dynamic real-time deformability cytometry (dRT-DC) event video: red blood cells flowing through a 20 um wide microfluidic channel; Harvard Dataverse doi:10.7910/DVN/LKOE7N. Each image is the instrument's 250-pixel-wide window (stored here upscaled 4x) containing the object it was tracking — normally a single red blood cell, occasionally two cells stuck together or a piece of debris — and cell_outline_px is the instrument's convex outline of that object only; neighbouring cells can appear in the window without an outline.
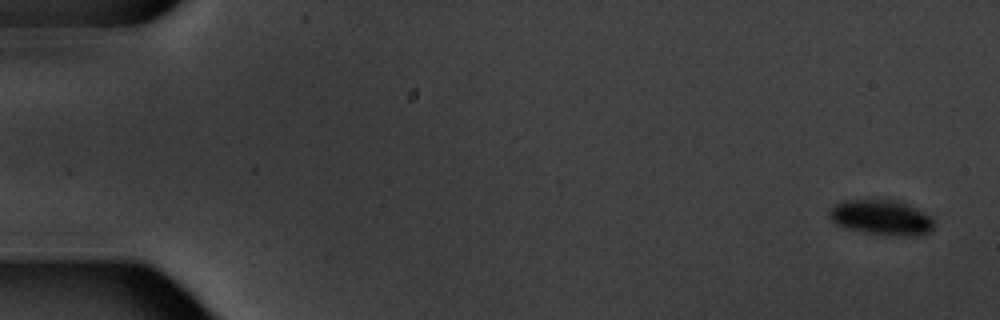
{"species": "common noctule bat (a hibernating species)", "species_latin": "Nyctalus noctula", "temperature_condition": "warm", "stored_images_in_passage": 7, "camera_frame_rate_fps": 3000, "um_per_image_px": 0.085, "animal": {"sex": "male", "body_mass_g": 20.1, "forearm_length_mm": 53.5}, "frame": {"image": 1, "passage_image": 1, "time_ms": 0.0, "image_size_px": [1000, 320], "cell_outline_px": [[936, 224], [932, 232], [916, 236], [888, 236], [864, 232], [844, 228], [836, 224], [832, 220], [828, 212], [840, 200], [892, 200], [916, 208], [932, 216]], "centroid_in_image_um": [74.96, 18.52], "position_along_channel_um": 10.0, "area_um2": 21.68}}
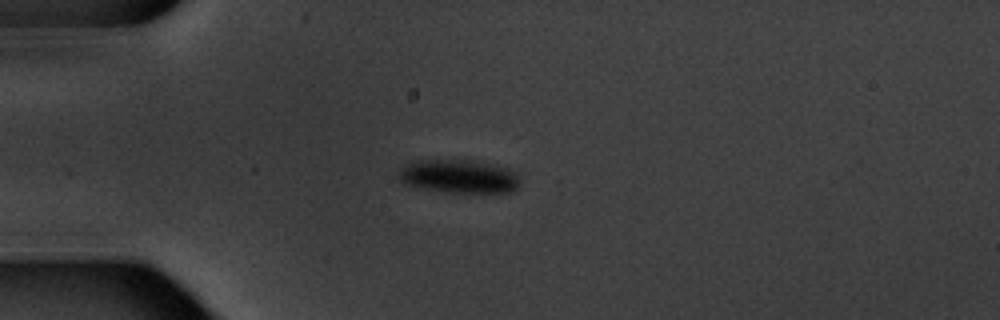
{"frame": {"image": 2, "passage_image": 5, "time_ms": 4.667, "image_size_px": [1000, 320], "cell_outline_px": [[520, 184], [512, 192], [452, 192], [424, 188], [404, 184], [396, 176], [400, 168], [404, 164], [420, 160], [476, 160], [496, 164], [508, 168], [516, 176]], "centroid_in_image_um": [38.98, 14.97], "position_along_channel_um": 46.0, "area_um2": 23.64}}